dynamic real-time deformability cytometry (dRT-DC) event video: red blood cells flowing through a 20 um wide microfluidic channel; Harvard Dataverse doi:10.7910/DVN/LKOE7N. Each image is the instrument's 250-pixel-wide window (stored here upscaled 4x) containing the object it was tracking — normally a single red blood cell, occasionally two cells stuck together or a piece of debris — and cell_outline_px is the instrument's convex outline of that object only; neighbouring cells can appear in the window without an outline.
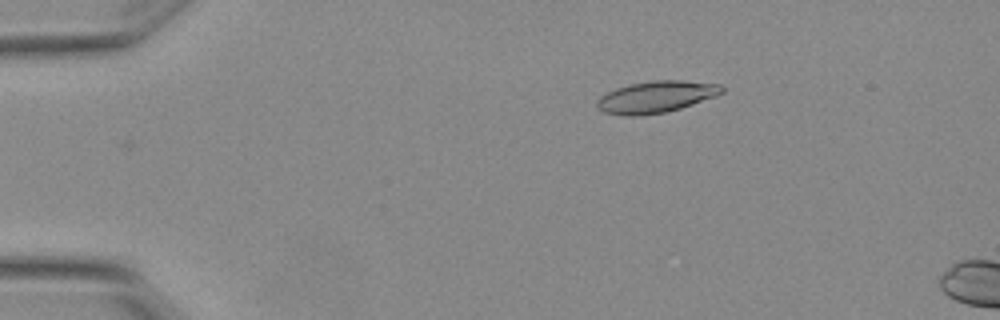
{"species": "Egyptian fruit bat (a non-hibernating species)", "species_latin": "Rousettus aegyptiacus", "temperature_condition": "warm", "stored_images_in_passage": 3, "camera_frame_rate_fps": 3000, "um_per_image_px": 0.085, "animal": {"sex": "female"}, "frame": {"image": 1, "passage_image": 2, "time_ms": 0.333, "image_size_px": [1000, 320], "cell_outline_px": [[724, 92], [716, 96], [680, 108], [664, 112], [640, 116], [624, 116], [604, 112], [596, 108], [596, 100], [600, 96], [616, 88], [628, 84], [652, 80], [684, 80], [720, 84], [724, 88]], "centroid_in_image_um": [55.74, 8.23], "position_along_channel_um": 29.3, "area_um2": 23.24}}